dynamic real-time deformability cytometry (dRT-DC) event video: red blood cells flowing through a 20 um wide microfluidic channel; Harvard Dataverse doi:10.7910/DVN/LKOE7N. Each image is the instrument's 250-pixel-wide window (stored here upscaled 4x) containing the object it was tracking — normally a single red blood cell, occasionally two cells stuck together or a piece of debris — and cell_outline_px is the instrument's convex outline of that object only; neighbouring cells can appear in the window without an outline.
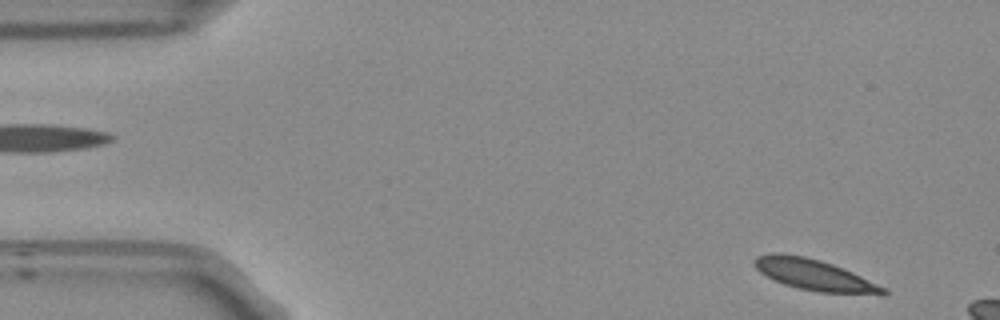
{"species": "Egyptian fruit bat (a non-hibernating species)", "species_latin": "Rousettus aegyptiacus", "temperature_condition": "room temperature", "stored_images_in_passage": 8, "camera_frame_rate_fps": 3000, "um_per_image_px": 0.085, "frame": {"image": 1, "passage_image": 1, "time_ms": 0.0, "image_size_px": [1000, 320], "cell_outline_px": [[888, 292], [884, 296], [820, 292], [800, 288], [784, 284], [760, 272], [752, 264], [752, 260], [756, 256], [772, 252], [780, 252], [804, 256], [820, 260], [844, 268], [888, 288]], "centroid_in_image_um": [69.28, 23.37], "position_along_channel_um": 15.7, "area_um2": 23.7}}